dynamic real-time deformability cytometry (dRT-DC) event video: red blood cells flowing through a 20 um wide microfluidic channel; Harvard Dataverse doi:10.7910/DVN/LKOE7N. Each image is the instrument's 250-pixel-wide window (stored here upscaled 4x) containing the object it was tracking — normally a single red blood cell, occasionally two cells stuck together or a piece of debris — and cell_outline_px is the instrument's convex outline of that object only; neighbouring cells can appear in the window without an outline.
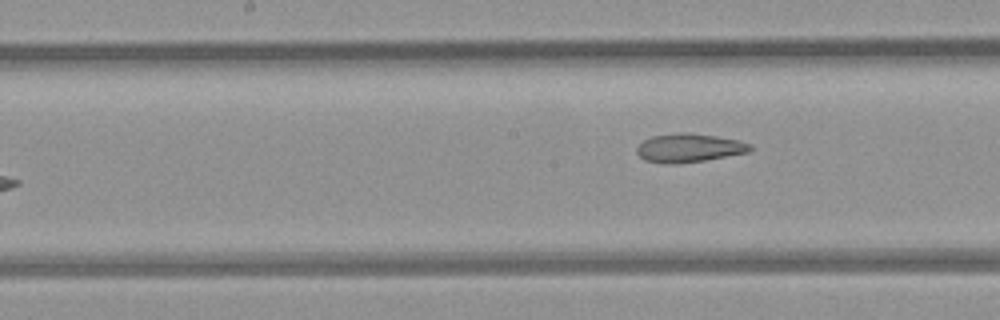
{"species": "common noctule bat (a hibernating species)", "species_latin": "Nyctalus noctula", "temperature_condition": "room temperature", "stored_images_in_passage": 9, "camera_frame_rate_fps": 3000, "um_per_image_px": 0.085, "animal": {"sex": "female", "body_mass_g": 21.9}, "frame": {"image": 1, "passage_image": 9, "time_ms": 2.667, "image_size_px": [1000, 320], "cell_outline_px": [[752, 148], [748, 152], [704, 160], [672, 164], [668, 164], [644, 160], [636, 152], [636, 148], [644, 140], [652, 136], [680, 132], [688, 132], [716, 136], [736, 140], [752, 144]], "centroid_in_image_um": [58.54, 12.56], "position_along_channel_um": 189.7, "area_um2": 18.73}}